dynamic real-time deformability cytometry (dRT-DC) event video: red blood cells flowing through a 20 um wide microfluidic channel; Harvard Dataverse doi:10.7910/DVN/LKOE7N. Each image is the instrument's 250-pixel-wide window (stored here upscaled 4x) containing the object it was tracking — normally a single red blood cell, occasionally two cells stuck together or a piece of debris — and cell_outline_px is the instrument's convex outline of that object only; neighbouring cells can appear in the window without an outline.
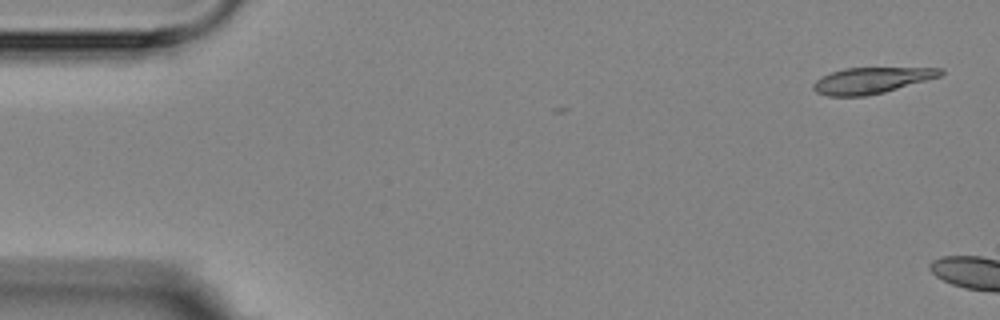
{"species": "Egyptian fruit bat (a non-hibernating species)", "species_latin": "Rousettus aegyptiacus", "temperature_condition": "room temperature", "stored_images_in_passage": 2, "camera_frame_rate_fps": 3000, "um_per_image_px": 0.085, "animal": {"sex": "female"}, "frame": {"image": 1, "passage_image": 1, "time_ms": 0.0, "image_size_px": [1000, 320], "cell_outline_px": [[944, 72], [940, 76], [884, 92], [864, 96], [828, 96], [816, 92], [812, 88], [812, 84], [816, 80], [832, 72], [844, 68], [944, 68]], "centroid_in_image_um": [74.05, 6.84], "position_along_channel_um": 11.0, "area_um2": 19.07}}